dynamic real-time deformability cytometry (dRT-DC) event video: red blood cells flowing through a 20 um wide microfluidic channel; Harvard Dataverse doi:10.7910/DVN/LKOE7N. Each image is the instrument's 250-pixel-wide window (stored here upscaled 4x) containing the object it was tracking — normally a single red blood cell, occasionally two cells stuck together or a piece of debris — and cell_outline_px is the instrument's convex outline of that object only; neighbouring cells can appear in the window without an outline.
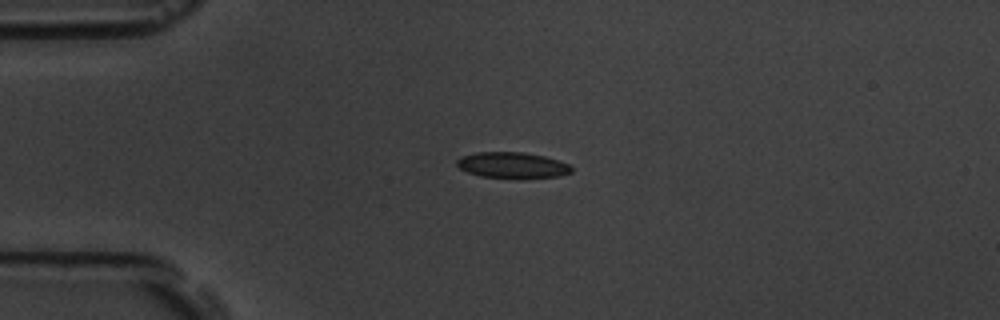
{"species": "common noctule bat (a hibernating species)", "species_latin": "Nyctalus noctula", "temperature_condition": "room temperature", "stored_images_in_passage": 2, "camera_frame_rate_fps": 3000, "um_per_image_px": 0.085, "animal": {"sex": "male", "body_mass_g": 19.5, "forearm_length_mm": 54.6}, "frame": {"image": 1, "passage_image": 1, "time_ms": 0.0, "image_size_px": [1000, 320], "cell_outline_px": [[572, 172], [560, 176], [520, 180], [480, 176], [468, 172], [460, 168], [456, 164], [456, 160], [460, 156], [476, 152], [524, 152], [544, 156], [568, 164], [572, 168]], "centroid_in_image_um": [43.54, 14.07], "position_along_channel_um": 41.5, "area_um2": 17.8}}